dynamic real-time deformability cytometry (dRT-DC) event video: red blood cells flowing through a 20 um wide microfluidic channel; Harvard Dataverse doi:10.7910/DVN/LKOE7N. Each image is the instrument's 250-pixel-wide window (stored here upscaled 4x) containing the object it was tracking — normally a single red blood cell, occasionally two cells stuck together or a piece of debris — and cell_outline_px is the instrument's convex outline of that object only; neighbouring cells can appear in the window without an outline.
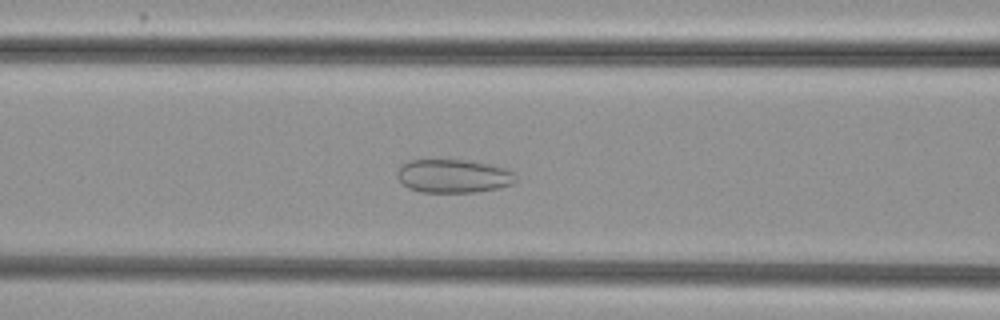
{"species": "common noctule bat (a hibernating species)", "species_latin": "Nyctalus noctula", "temperature_condition": "cold", "stored_images_in_passage": 54, "camera_frame_rate_fps": 3000, "um_per_image_px": 0.085, "animal": {"sex": "female", "body_mass_g": 29.2, "forearm_length_mm": 56.3}, "frame": {"image": 1, "passage_image": 23, "time_ms": 7.333, "image_size_px": [1000, 320], "cell_outline_px": [[516, 180], [512, 184], [500, 188], [476, 192], [420, 192], [408, 188], [396, 176], [396, 172], [400, 164], [408, 160], [448, 156], [488, 164], [504, 168], [512, 172]], "centroid_in_image_um": [38.46, 14.91], "position_along_channel_um": 128.1, "area_um2": 24.04}}
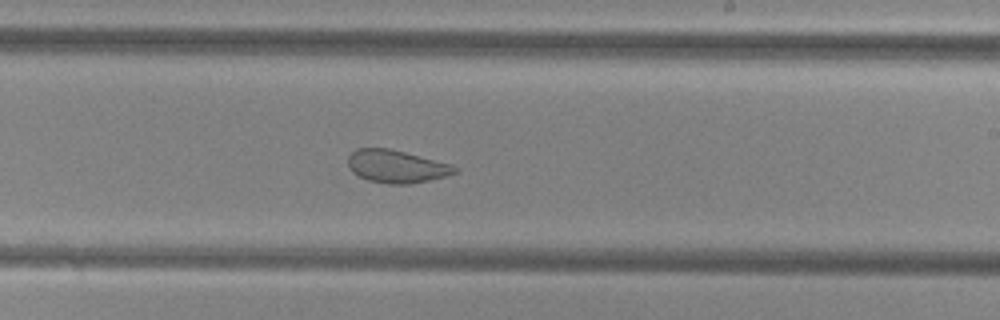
{"frame": {"image": 2, "passage_image": 33, "time_ms": 10.667, "image_size_px": [1000, 320], "cell_outline_px": [[460, 168], [456, 172], [444, 176], [412, 184], [388, 184], [368, 180], [352, 172], [348, 168], [348, 156], [356, 148], [388, 148], [452, 164]], "centroid_in_image_um": [33.68, 14.14], "position_along_channel_um": 255.3, "area_um2": 20.35}}
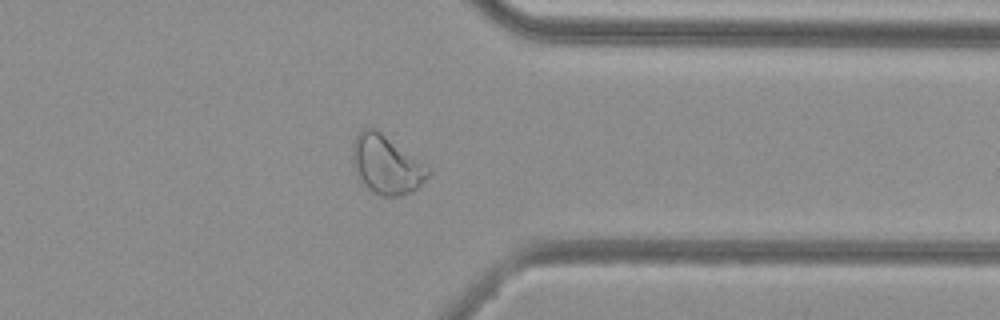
{"frame": {"image": 3, "passage_image": 43, "time_ms": 14.0, "image_size_px": [1000, 320], "cell_outline_px": [[432, 172], [412, 192], [396, 196], [380, 196], [368, 188], [356, 176], [352, 160], [352, 144], [356, 136], [364, 128], [376, 128], [432, 168]], "centroid_in_image_um": [32.85, 13.98], "position_along_channel_um": 378.6, "area_um2": 26.01}, "authors_computed_cell_mechanics": {"area_um2": 28.2642, "velocity_mm_per_s": 3.8216, "shape_relaxation_time_tau1_ms": null, "shape_relaxation_time_tau2_ms": 1.3366, "deformation_change_tau1": null, "deformation_change_tau2": 0.078}}